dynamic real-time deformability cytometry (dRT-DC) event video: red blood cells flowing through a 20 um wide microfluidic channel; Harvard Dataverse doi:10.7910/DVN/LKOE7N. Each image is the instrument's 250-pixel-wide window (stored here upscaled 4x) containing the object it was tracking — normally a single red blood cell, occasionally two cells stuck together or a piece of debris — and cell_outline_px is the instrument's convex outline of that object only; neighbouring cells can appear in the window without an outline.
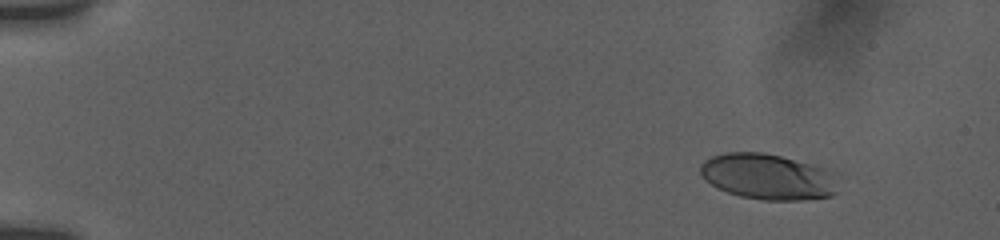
{"species": "human", "species_latin": "Homo sapiens", "temperature_condition": "room temperature", "stored_images_in_passage": 45, "camera_frame_rate_fps": 3000, "um_per_image_px": 0.085, "donor": {"sex": "female"}, "frame": {"image": 1, "passage_image": 1, "time_ms": 0.0, "image_size_px": [1000, 240], "cell_outline_px": [[836, 192], [832, 196], [800, 200], [764, 200], [740, 196], [728, 192], [712, 184], [700, 172], [700, 164], [704, 160], [712, 156], [724, 152], [764, 152], [812, 164], [836, 172]], "centroid_in_image_um": [65.3, 15.01], "position_along_channel_um": 19.7, "area_um2": 36.7}}
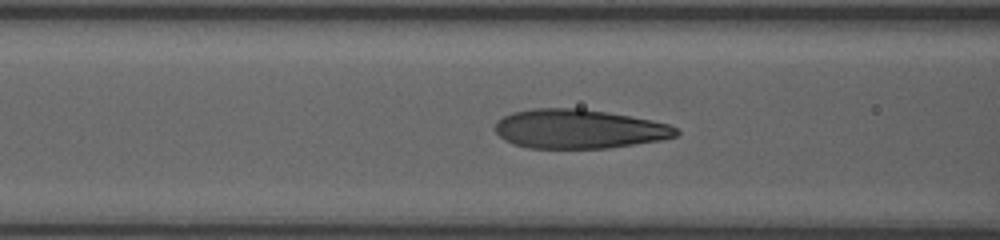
{"frame": {"image": 2, "passage_image": 19, "time_ms": 6.0, "image_size_px": [1000, 240], "cell_outline_px": [[680, 132], [676, 136], [660, 140], [608, 148], [528, 148], [512, 144], [504, 140], [496, 132], [496, 124], [504, 116], [512, 112], [532, 108], [580, 108], [652, 120], [668, 124], [676, 128]], "centroid_in_image_um": [49.19, 10.96], "position_along_channel_um": 117.4, "area_um2": 41.1}}
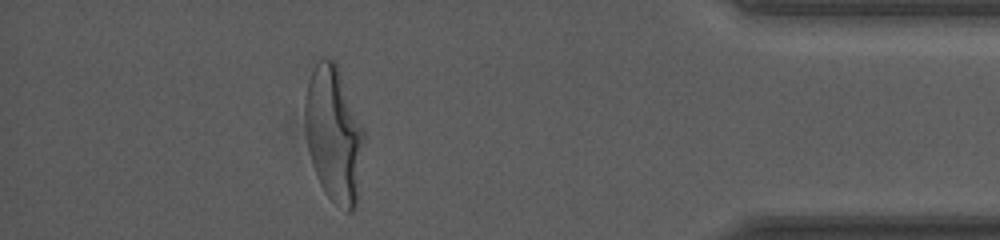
{"frame": {"image": 3, "passage_image": 39, "time_ms": 14.667, "image_size_px": [1000, 240], "cell_outline_px": [[364, 140], [356, 204], [352, 212], [344, 212], [324, 192], [316, 176], [312, 164], [308, 148], [304, 112], [304, 100], [308, 80], [316, 64], [320, 60], [332, 60], [336, 64], [340, 72], [364, 128]], "centroid_in_image_um": [28.37, 11.45], "position_along_channel_um": 406.8, "area_um2": 46.36}, "authors_computed_cell_mechanics": {"area_um2": 41.327, "velocity_mm_per_s": 3.7926, "shape_relaxation_time_tau1_ms": 4.5277, "shape_relaxation_time_tau2_ms": null, "deformation_change_tau1": 0.2353, "deformation_change_tau2": null}}